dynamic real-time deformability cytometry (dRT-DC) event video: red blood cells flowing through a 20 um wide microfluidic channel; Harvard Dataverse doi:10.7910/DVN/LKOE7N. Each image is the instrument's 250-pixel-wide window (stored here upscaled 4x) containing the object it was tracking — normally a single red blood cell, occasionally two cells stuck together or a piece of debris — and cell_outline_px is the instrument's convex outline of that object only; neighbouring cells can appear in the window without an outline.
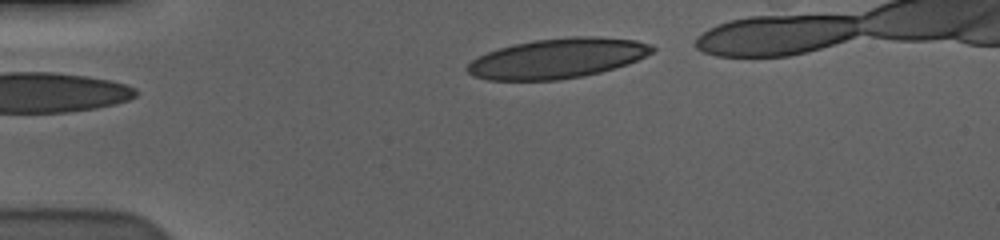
{"species": "human", "species_latin": "Homo sapiens", "temperature_condition": "cold", "stored_images_in_passage": 36, "camera_frame_rate_fps": 3000, "um_per_image_px": 0.085, "donor": {"sex": "male"}, "frame": {"image": 1, "passage_image": 1, "time_ms": 0.0, "image_size_px": [1000, 240], "cell_outline_px": [[656, 48], [652, 52], [628, 64], [600, 72], [584, 76], [560, 80], [488, 80], [472, 76], [464, 68], [472, 60], [488, 52], [512, 44], [532, 40], [572, 36], [592, 36], [636, 40], [652, 44]], "centroid_in_image_um": [47.38, 4.96], "position_along_channel_um": 37.6, "area_um2": 43.12}}
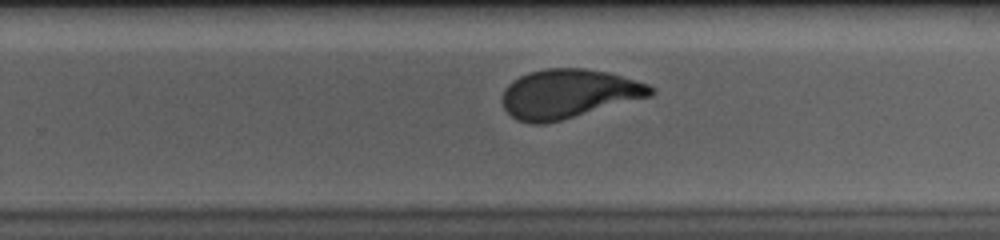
{"frame": {"image": 2, "passage_image": 25, "time_ms": 8.0, "image_size_px": [1000, 240], "cell_outline_px": [[656, 92], [652, 96], [560, 120], [544, 124], [532, 124], [516, 120], [504, 108], [500, 100], [504, 88], [512, 80], [528, 72], [544, 68], [584, 68], [608, 72], [636, 80], [648, 84], [656, 88]], "centroid_in_image_um": [48.31, 7.96], "position_along_channel_um": 281.5, "area_um2": 42.66}}
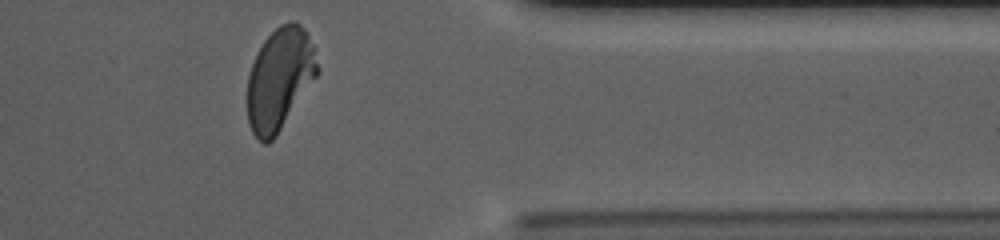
{"frame": {"image": 3, "passage_image": 35, "time_ms": 11.333, "image_size_px": [1000, 240], "cell_outline_px": [[320, 72], [276, 136], [268, 144], [264, 144], [252, 132], [248, 124], [248, 76], [252, 64], [264, 40], [280, 24], [300, 24], [304, 28], [316, 48], [320, 68]], "centroid_in_image_um": [23.81, 6.72], "position_along_channel_um": 387.6, "area_um2": 41.56}, "authors_computed_cell_mechanics": {"area_um2": 43.061, "velocity_mm_per_s": 3.5838, "shape_relaxation_time_tau1_ms": 5.641, "shape_relaxation_time_tau2_ms": 0.7983, "deformation_change_tau1": 0.213, "deformation_change_tau2": 0.0759}}